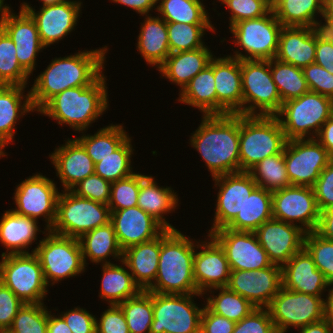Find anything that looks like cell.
Here are the masks:
<instances>
[{"mask_svg": "<svg viewBox=\"0 0 333 333\" xmlns=\"http://www.w3.org/2000/svg\"><path fill=\"white\" fill-rule=\"evenodd\" d=\"M107 51L105 46L52 59L47 68L36 76L30 89L34 110L38 112L52 97L68 88L94 83L104 73Z\"/></svg>", "mask_w": 333, "mask_h": 333, "instance_id": "1", "label": "cell"}, {"mask_svg": "<svg viewBox=\"0 0 333 333\" xmlns=\"http://www.w3.org/2000/svg\"><path fill=\"white\" fill-rule=\"evenodd\" d=\"M200 126L190 137L212 178L240 172V114L202 115Z\"/></svg>", "mask_w": 333, "mask_h": 333, "instance_id": "2", "label": "cell"}, {"mask_svg": "<svg viewBox=\"0 0 333 333\" xmlns=\"http://www.w3.org/2000/svg\"><path fill=\"white\" fill-rule=\"evenodd\" d=\"M181 231L161 233V251L154 283L146 290L160 294H199L193 277L197 243Z\"/></svg>", "mask_w": 333, "mask_h": 333, "instance_id": "3", "label": "cell"}, {"mask_svg": "<svg viewBox=\"0 0 333 333\" xmlns=\"http://www.w3.org/2000/svg\"><path fill=\"white\" fill-rule=\"evenodd\" d=\"M104 73L90 86L68 88L52 97L39 111L56 120L60 126L69 125L83 132L108 109V90Z\"/></svg>", "mask_w": 333, "mask_h": 333, "instance_id": "4", "label": "cell"}, {"mask_svg": "<svg viewBox=\"0 0 333 333\" xmlns=\"http://www.w3.org/2000/svg\"><path fill=\"white\" fill-rule=\"evenodd\" d=\"M286 142L276 116L240 114V172H249L264 158L281 153Z\"/></svg>", "mask_w": 333, "mask_h": 333, "instance_id": "5", "label": "cell"}, {"mask_svg": "<svg viewBox=\"0 0 333 333\" xmlns=\"http://www.w3.org/2000/svg\"><path fill=\"white\" fill-rule=\"evenodd\" d=\"M333 115V100L317 92L284 102L275 115L287 141L315 139L323 124ZM312 132V133H311Z\"/></svg>", "mask_w": 333, "mask_h": 333, "instance_id": "6", "label": "cell"}, {"mask_svg": "<svg viewBox=\"0 0 333 333\" xmlns=\"http://www.w3.org/2000/svg\"><path fill=\"white\" fill-rule=\"evenodd\" d=\"M110 219L108 205L79 197L67 190L59 193L56 219L50 231L79 239L83 234L108 224Z\"/></svg>", "mask_w": 333, "mask_h": 333, "instance_id": "7", "label": "cell"}, {"mask_svg": "<svg viewBox=\"0 0 333 333\" xmlns=\"http://www.w3.org/2000/svg\"><path fill=\"white\" fill-rule=\"evenodd\" d=\"M31 252L39 259L48 287L62 279L79 276L85 272L78 238L62 236L48 230Z\"/></svg>", "mask_w": 333, "mask_h": 333, "instance_id": "8", "label": "cell"}, {"mask_svg": "<svg viewBox=\"0 0 333 333\" xmlns=\"http://www.w3.org/2000/svg\"><path fill=\"white\" fill-rule=\"evenodd\" d=\"M242 115L275 116L282 101L270 71V60H241Z\"/></svg>", "mask_w": 333, "mask_h": 333, "instance_id": "9", "label": "cell"}, {"mask_svg": "<svg viewBox=\"0 0 333 333\" xmlns=\"http://www.w3.org/2000/svg\"><path fill=\"white\" fill-rule=\"evenodd\" d=\"M282 27L273 10L265 16L233 24L229 28L234 37L232 42L246 53L243 54L238 49V51H233L235 55L231 57L239 60H271L275 58Z\"/></svg>", "mask_w": 333, "mask_h": 333, "instance_id": "10", "label": "cell"}, {"mask_svg": "<svg viewBox=\"0 0 333 333\" xmlns=\"http://www.w3.org/2000/svg\"><path fill=\"white\" fill-rule=\"evenodd\" d=\"M0 282L24 304L44 303L48 292L43 270L34 252L1 255Z\"/></svg>", "mask_w": 333, "mask_h": 333, "instance_id": "11", "label": "cell"}, {"mask_svg": "<svg viewBox=\"0 0 333 333\" xmlns=\"http://www.w3.org/2000/svg\"><path fill=\"white\" fill-rule=\"evenodd\" d=\"M194 296L204 297L202 294L153 293L150 333H200L205 304L199 308Z\"/></svg>", "mask_w": 333, "mask_h": 333, "instance_id": "12", "label": "cell"}, {"mask_svg": "<svg viewBox=\"0 0 333 333\" xmlns=\"http://www.w3.org/2000/svg\"><path fill=\"white\" fill-rule=\"evenodd\" d=\"M278 333L300 329L326 318L325 299L281 287L267 307Z\"/></svg>", "mask_w": 333, "mask_h": 333, "instance_id": "13", "label": "cell"}, {"mask_svg": "<svg viewBox=\"0 0 333 333\" xmlns=\"http://www.w3.org/2000/svg\"><path fill=\"white\" fill-rule=\"evenodd\" d=\"M14 203L16 214L38 220L44 217L46 229L51 230L56 219L58 188L54 180L40 173L29 176L16 185Z\"/></svg>", "mask_w": 333, "mask_h": 333, "instance_id": "14", "label": "cell"}, {"mask_svg": "<svg viewBox=\"0 0 333 333\" xmlns=\"http://www.w3.org/2000/svg\"><path fill=\"white\" fill-rule=\"evenodd\" d=\"M333 157L316 139L286 142L284 160L291 185L313 187Z\"/></svg>", "mask_w": 333, "mask_h": 333, "instance_id": "15", "label": "cell"}, {"mask_svg": "<svg viewBox=\"0 0 333 333\" xmlns=\"http://www.w3.org/2000/svg\"><path fill=\"white\" fill-rule=\"evenodd\" d=\"M272 216L274 219L301 227L306 233L316 231L320 210L313 188L292 185L273 191Z\"/></svg>", "mask_w": 333, "mask_h": 333, "instance_id": "16", "label": "cell"}, {"mask_svg": "<svg viewBox=\"0 0 333 333\" xmlns=\"http://www.w3.org/2000/svg\"><path fill=\"white\" fill-rule=\"evenodd\" d=\"M219 187L213 225L208 232L226 227L242 211L247 197L258 186L249 172H236L213 177Z\"/></svg>", "mask_w": 333, "mask_h": 333, "instance_id": "17", "label": "cell"}, {"mask_svg": "<svg viewBox=\"0 0 333 333\" xmlns=\"http://www.w3.org/2000/svg\"><path fill=\"white\" fill-rule=\"evenodd\" d=\"M226 287L256 308H267L282 287V268L272 264L258 270H231Z\"/></svg>", "mask_w": 333, "mask_h": 333, "instance_id": "18", "label": "cell"}, {"mask_svg": "<svg viewBox=\"0 0 333 333\" xmlns=\"http://www.w3.org/2000/svg\"><path fill=\"white\" fill-rule=\"evenodd\" d=\"M82 2L71 0L60 4L46 5L37 11L22 2L20 7L35 21L41 43L47 48L65 38L77 26Z\"/></svg>", "mask_w": 333, "mask_h": 333, "instance_id": "19", "label": "cell"}, {"mask_svg": "<svg viewBox=\"0 0 333 333\" xmlns=\"http://www.w3.org/2000/svg\"><path fill=\"white\" fill-rule=\"evenodd\" d=\"M224 249L230 270H258L273 263L254 232L220 228L210 234Z\"/></svg>", "mask_w": 333, "mask_h": 333, "instance_id": "20", "label": "cell"}, {"mask_svg": "<svg viewBox=\"0 0 333 333\" xmlns=\"http://www.w3.org/2000/svg\"><path fill=\"white\" fill-rule=\"evenodd\" d=\"M208 240L197 242L193 263V277L199 294L226 287L230 277V267L224 249L211 236Z\"/></svg>", "mask_w": 333, "mask_h": 333, "instance_id": "21", "label": "cell"}, {"mask_svg": "<svg viewBox=\"0 0 333 333\" xmlns=\"http://www.w3.org/2000/svg\"><path fill=\"white\" fill-rule=\"evenodd\" d=\"M254 233L269 260L281 267L304 248L306 232L281 220L265 221Z\"/></svg>", "mask_w": 333, "mask_h": 333, "instance_id": "22", "label": "cell"}, {"mask_svg": "<svg viewBox=\"0 0 333 333\" xmlns=\"http://www.w3.org/2000/svg\"><path fill=\"white\" fill-rule=\"evenodd\" d=\"M19 8V15L11 8L6 12L1 28L14 42L16 57L21 67L29 75H33L38 53L46 47L41 43L35 21L21 7Z\"/></svg>", "mask_w": 333, "mask_h": 333, "instance_id": "23", "label": "cell"}, {"mask_svg": "<svg viewBox=\"0 0 333 333\" xmlns=\"http://www.w3.org/2000/svg\"><path fill=\"white\" fill-rule=\"evenodd\" d=\"M213 71L217 95V115H242L241 60L226 55L213 57Z\"/></svg>", "mask_w": 333, "mask_h": 333, "instance_id": "24", "label": "cell"}, {"mask_svg": "<svg viewBox=\"0 0 333 333\" xmlns=\"http://www.w3.org/2000/svg\"><path fill=\"white\" fill-rule=\"evenodd\" d=\"M110 222L122 250L158 237L165 228L140 207L111 212Z\"/></svg>", "mask_w": 333, "mask_h": 333, "instance_id": "25", "label": "cell"}, {"mask_svg": "<svg viewBox=\"0 0 333 333\" xmlns=\"http://www.w3.org/2000/svg\"><path fill=\"white\" fill-rule=\"evenodd\" d=\"M63 190H71L76 184L95 173L94 162L84 147L74 138L55 148L49 154Z\"/></svg>", "mask_w": 333, "mask_h": 333, "instance_id": "26", "label": "cell"}, {"mask_svg": "<svg viewBox=\"0 0 333 333\" xmlns=\"http://www.w3.org/2000/svg\"><path fill=\"white\" fill-rule=\"evenodd\" d=\"M282 287L287 290L322 297L329 283L316 268L313 257L303 248L282 267Z\"/></svg>", "mask_w": 333, "mask_h": 333, "instance_id": "27", "label": "cell"}, {"mask_svg": "<svg viewBox=\"0 0 333 333\" xmlns=\"http://www.w3.org/2000/svg\"><path fill=\"white\" fill-rule=\"evenodd\" d=\"M316 28L283 26L279 34L276 59L304 68L315 61Z\"/></svg>", "mask_w": 333, "mask_h": 333, "instance_id": "28", "label": "cell"}, {"mask_svg": "<svg viewBox=\"0 0 333 333\" xmlns=\"http://www.w3.org/2000/svg\"><path fill=\"white\" fill-rule=\"evenodd\" d=\"M26 87L0 85V151L4 154V148L13 142L18 119L26 116L27 113L35 112L30 91L24 95Z\"/></svg>", "mask_w": 333, "mask_h": 333, "instance_id": "29", "label": "cell"}, {"mask_svg": "<svg viewBox=\"0 0 333 333\" xmlns=\"http://www.w3.org/2000/svg\"><path fill=\"white\" fill-rule=\"evenodd\" d=\"M160 251L161 234L123 251L122 261L142 291H146L156 279Z\"/></svg>", "mask_w": 333, "mask_h": 333, "instance_id": "30", "label": "cell"}, {"mask_svg": "<svg viewBox=\"0 0 333 333\" xmlns=\"http://www.w3.org/2000/svg\"><path fill=\"white\" fill-rule=\"evenodd\" d=\"M208 46L195 50L170 53L165 62L157 69L162 78L180 87V91L203 70L213 58Z\"/></svg>", "mask_w": 333, "mask_h": 333, "instance_id": "31", "label": "cell"}, {"mask_svg": "<svg viewBox=\"0 0 333 333\" xmlns=\"http://www.w3.org/2000/svg\"><path fill=\"white\" fill-rule=\"evenodd\" d=\"M44 230L39 229L37 220L6 210L0 219V242L7 250L1 255L30 253L26 249L37 240L39 231L48 232Z\"/></svg>", "mask_w": 333, "mask_h": 333, "instance_id": "32", "label": "cell"}, {"mask_svg": "<svg viewBox=\"0 0 333 333\" xmlns=\"http://www.w3.org/2000/svg\"><path fill=\"white\" fill-rule=\"evenodd\" d=\"M151 15L144 16L136 48L147 65L158 69L170 54L167 22Z\"/></svg>", "mask_w": 333, "mask_h": 333, "instance_id": "33", "label": "cell"}, {"mask_svg": "<svg viewBox=\"0 0 333 333\" xmlns=\"http://www.w3.org/2000/svg\"><path fill=\"white\" fill-rule=\"evenodd\" d=\"M179 199L177 192L173 188L159 186L155 178L151 175H146L140 184L137 206L143 211L151 215L165 229L175 230L167 219L165 214H169L176 209Z\"/></svg>", "mask_w": 333, "mask_h": 333, "instance_id": "34", "label": "cell"}, {"mask_svg": "<svg viewBox=\"0 0 333 333\" xmlns=\"http://www.w3.org/2000/svg\"><path fill=\"white\" fill-rule=\"evenodd\" d=\"M79 242L85 267H87V259L93 264H111L108 259L111 256L118 261L122 260L123 250L111 222L83 234Z\"/></svg>", "mask_w": 333, "mask_h": 333, "instance_id": "35", "label": "cell"}, {"mask_svg": "<svg viewBox=\"0 0 333 333\" xmlns=\"http://www.w3.org/2000/svg\"><path fill=\"white\" fill-rule=\"evenodd\" d=\"M179 93L177 101L197 108L202 115H217L213 58Z\"/></svg>", "mask_w": 333, "mask_h": 333, "instance_id": "36", "label": "cell"}, {"mask_svg": "<svg viewBox=\"0 0 333 333\" xmlns=\"http://www.w3.org/2000/svg\"><path fill=\"white\" fill-rule=\"evenodd\" d=\"M120 263L121 265L111 263L101 266L103 272L99 297L108 305H119L142 291L135 283L130 271L128 272L126 264L122 260Z\"/></svg>", "mask_w": 333, "mask_h": 333, "instance_id": "37", "label": "cell"}, {"mask_svg": "<svg viewBox=\"0 0 333 333\" xmlns=\"http://www.w3.org/2000/svg\"><path fill=\"white\" fill-rule=\"evenodd\" d=\"M326 8L325 0H276L272 10L282 26L318 28Z\"/></svg>", "mask_w": 333, "mask_h": 333, "instance_id": "38", "label": "cell"}, {"mask_svg": "<svg viewBox=\"0 0 333 333\" xmlns=\"http://www.w3.org/2000/svg\"><path fill=\"white\" fill-rule=\"evenodd\" d=\"M272 218V192L257 186L247 197L243 210L225 228L254 232Z\"/></svg>", "mask_w": 333, "mask_h": 333, "instance_id": "39", "label": "cell"}, {"mask_svg": "<svg viewBox=\"0 0 333 333\" xmlns=\"http://www.w3.org/2000/svg\"><path fill=\"white\" fill-rule=\"evenodd\" d=\"M123 124H110L103 127L93 135L84 134L75 138L86 150L94 164L116 150L128 137Z\"/></svg>", "mask_w": 333, "mask_h": 333, "instance_id": "40", "label": "cell"}, {"mask_svg": "<svg viewBox=\"0 0 333 333\" xmlns=\"http://www.w3.org/2000/svg\"><path fill=\"white\" fill-rule=\"evenodd\" d=\"M202 2L203 0H158V16L166 22L212 24Z\"/></svg>", "mask_w": 333, "mask_h": 333, "instance_id": "41", "label": "cell"}, {"mask_svg": "<svg viewBox=\"0 0 333 333\" xmlns=\"http://www.w3.org/2000/svg\"><path fill=\"white\" fill-rule=\"evenodd\" d=\"M270 71L282 103L296 99L309 91L302 68L273 58L270 60Z\"/></svg>", "mask_w": 333, "mask_h": 333, "instance_id": "42", "label": "cell"}, {"mask_svg": "<svg viewBox=\"0 0 333 333\" xmlns=\"http://www.w3.org/2000/svg\"><path fill=\"white\" fill-rule=\"evenodd\" d=\"M219 293L212 295L215 291ZM206 306L215 314L226 317L234 322L241 321L249 315L256 307L246 298L229 290L227 287L214 288L207 291Z\"/></svg>", "mask_w": 333, "mask_h": 333, "instance_id": "43", "label": "cell"}, {"mask_svg": "<svg viewBox=\"0 0 333 333\" xmlns=\"http://www.w3.org/2000/svg\"><path fill=\"white\" fill-rule=\"evenodd\" d=\"M249 173L259 187L271 192L292 186L287 174L284 150L277 155L264 158Z\"/></svg>", "mask_w": 333, "mask_h": 333, "instance_id": "44", "label": "cell"}, {"mask_svg": "<svg viewBox=\"0 0 333 333\" xmlns=\"http://www.w3.org/2000/svg\"><path fill=\"white\" fill-rule=\"evenodd\" d=\"M215 33L213 24H187L167 22L170 53L191 51L203 47L205 31ZM203 37V38H202Z\"/></svg>", "mask_w": 333, "mask_h": 333, "instance_id": "45", "label": "cell"}, {"mask_svg": "<svg viewBox=\"0 0 333 333\" xmlns=\"http://www.w3.org/2000/svg\"><path fill=\"white\" fill-rule=\"evenodd\" d=\"M130 136L110 155L94 165L95 174L109 182L131 176L133 173L131 158L134 155Z\"/></svg>", "mask_w": 333, "mask_h": 333, "instance_id": "46", "label": "cell"}, {"mask_svg": "<svg viewBox=\"0 0 333 333\" xmlns=\"http://www.w3.org/2000/svg\"><path fill=\"white\" fill-rule=\"evenodd\" d=\"M130 333H150L153 321V292L141 291L119 304Z\"/></svg>", "mask_w": 333, "mask_h": 333, "instance_id": "47", "label": "cell"}, {"mask_svg": "<svg viewBox=\"0 0 333 333\" xmlns=\"http://www.w3.org/2000/svg\"><path fill=\"white\" fill-rule=\"evenodd\" d=\"M29 77L18 62L14 42L0 28V85L27 86Z\"/></svg>", "mask_w": 333, "mask_h": 333, "instance_id": "48", "label": "cell"}, {"mask_svg": "<svg viewBox=\"0 0 333 333\" xmlns=\"http://www.w3.org/2000/svg\"><path fill=\"white\" fill-rule=\"evenodd\" d=\"M48 309L44 303L24 304L14 317L10 333H47Z\"/></svg>", "mask_w": 333, "mask_h": 333, "instance_id": "49", "label": "cell"}, {"mask_svg": "<svg viewBox=\"0 0 333 333\" xmlns=\"http://www.w3.org/2000/svg\"><path fill=\"white\" fill-rule=\"evenodd\" d=\"M304 248L313 257L316 268L323 273L326 281L333 283V241L312 231L305 235Z\"/></svg>", "mask_w": 333, "mask_h": 333, "instance_id": "50", "label": "cell"}, {"mask_svg": "<svg viewBox=\"0 0 333 333\" xmlns=\"http://www.w3.org/2000/svg\"><path fill=\"white\" fill-rule=\"evenodd\" d=\"M146 175L133 173L131 176L111 183L110 212L137 206L139 189L142 179Z\"/></svg>", "mask_w": 333, "mask_h": 333, "instance_id": "51", "label": "cell"}, {"mask_svg": "<svg viewBox=\"0 0 333 333\" xmlns=\"http://www.w3.org/2000/svg\"><path fill=\"white\" fill-rule=\"evenodd\" d=\"M230 11L229 28L240 21L259 18L272 8L263 0H218Z\"/></svg>", "mask_w": 333, "mask_h": 333, "instance_id": "52", "label": "cell"}, {"mask_svg": "<svg viewBox=\"0 0 333 333\" xmlns=\"http://www.w3.org/2000/svg\"><path fill=\"white\" fill-rule=\"evenodd\" d=\"M71 191L79 197L108 205L111 182L94 173L76 184Z\"/></svg>", "mask_w": 333, "mask_h": 333, "instance_id": "53", "label": "cell"}, {"mask_svg": "<svg viewBox=\"0 0 333 333\" xmlns=\"http://www.w3.org/2000/svg\"><path fill=\"white\" fill-rule=\"evenodd\" d=\"M232 333H278L267 308H256L236 322Z\"/></svg>", "mask_w": 333, "mask_h": 333, "instance_id": "54", "label": "cell"}, {"mask_svg": "<svg viewBox=\"0 0 333 333\" xmlns=\"http://www.w3.org/2000/svg\"><path fill=\"white\" fill-rule=\"evenodd\" d=\"M302 71L309 91L317 92L333 100V74L316 63L302 68Z\"/></svg>", "mask_w": 333, "mask_h": 333, "instance_id": "55", "label": "cell"}, {"mask_svg": "<svg viewBox=\"0 0 333 333\" xmlns=\"http://www.w3.org/2000/svg\"><path fill=\"white\" fill-rule=\"evenodd\" d=\"M99 320L96 318V333H130L125 315L119 305H109Z\"/></svg>", "mask_w": 333, "mask_h": 333, "instance_id": "56", "label": "cell"}, {"mask_svg": "<svg viewBox=\"0 0 333 333\" xmlns=\"http://www.w3.org/2000/svg\"><path fill=\"white\" fill-rule=\"evenodd\" d=\"M24 303L2 282H0V330L7 331L14 317Z\"/></svg>", "mask_w": 333, "mask_h": 333, "instance_id": "57", "label": "cell"}, {"mask_svg": "<svg viewBox=\"0 0 333 333\" xmlns=\"http://www.w3.org/2000/svg\"><path fill=\"white\" fill-rule=\"evenodd\" d=\"M312 188L320 211L333 204V159L320 173Z\"/></svg>", "mask_w": 333, "mask_h": 333, "instance_id": "58", "label": "cell"}, {"mask_svg": "<svg viewBox=\"0 0 333 333\" xmlns=\"http://www.w3.org/2000/svg\"><path fill=\"white\" fill-rule=\"evenodd\" d=\"M60 316L67 323L72 333H96V317L84 308L75 307Z\"/></svg>", "mask_w": 333, "mask_h": 333, "instance_id": "59", "label": "cell"}, {"mask_svg": "<svg viewBox=\"0 0 333 333\" xmlns=\"http://www.w3.org/2000/svg\"><path fill=\"white\" fill-rule=\"evenodd\" d=\"M236 322L213 313L206 305L201 315L200 333H232Z\"/></svg>", "mask_w": 333, "mask_h": 333, "instance_id": "60", "label": "cell"}, {"mask_svg": "<svg viewBox=\"0 0 333 333\" xmlns=\"http://www.w3.org/2000/svg\"><path fill=\"white\" fill-rule=\"evenodd\" d=\"M314 63L322 66L328 72L333 74V41L328 40L321 34L319 28H316V51Z\"/></svg>", "mask_w": 333, "mask_h": 333, "instance_id": "61", "label": "cell"}, {"mask_svg": "<svg viewBox=\"0 0 333 333\" xmlns=\"http://www.w3.org/2000/svg\"><path fill=\"white\" fill-rule=\"evenodd\" d=\"M316 232L323 238L333 241V204L320 211Z\"/></svg>", "mask_w": 333, "mask_h": 333, "instance_id": "62", "label": "cell"}, {"mask_svg": "<svg viewBox=\"0 0 333 333\" xmlns=\"http://www.w3.org/2000/svg\"><path fill=\"white\" fill-rule=\"evenodd\" d=\"M111 2L122 4L132 8L142 16L149 15L150 11L157 10L158 0H110Z\"/></svg>", "mask_w": 333, "mask_h": 333, "instance_id": "63", "label": "cell"}, {"mask_svg": "<svg viewBox=\"0 0 333 333\" xmlns=\"http://www.w3.org/2000/svg\"><path fill=\"white\" fill-rule=\"evenodd\" d=\"M315 139L333 157V115L323 124Z\"/></svg>", "mask_w": 333, "mask_h": 333, "instance_id": "64", "label": "cell"}, {"mask_svg": "<svg viewBox=\"0 0 333 333\" xmlns=\"http://www.w3.org/2000/svg\"><path fill=\"white\" fill-rule=\"evenodd\" d=\"M47 333H72V331L60 315H53L48 310Z\"/></svg>", "mask_w": 333, "mask_h": 333, "instance_id": "65", "label": "cell"}, {"mask_svg": "<svg viewBox=\"0 0 333 333\" xmlns=\"http://www.w3.org/2000/svg\"><path fill=\"white\" fill-rule=\"evenodd\" d=\"M298 331L300 333H333V324L326 317L321 321H317L302 327L298 329Z\"/></svg>", "mask_w": 333, "mask_h": 333, "instance_id": "66", "label": "cell"}, {"mask_svg": "<svg viewBox=\"0 0 333 333\" xmlns=\"http://www.w3.org/2000/svg\"><path fill=\"white\" fill-rule=\"evenodd\" d=\"M321 18L325 21H321L318 27L321 34H323L328 40L333 41V12L327 7Z\"/></svg>", "mask_w": 333, "mask_h": 333, "instance_id": "67", "label": "cell"}, {"mask_svg": "<svg viewBox=\"0 0 333 333\" xmlns=\"http://www.w3.org/2000/svg\"><path fill=\"white\" fill-rule=\"evenodd\" d=\"M329 288H328V290H329L328 295H326V299H325L326 317L333 324V283L329 284Z\"/></svg>", "mask_w": 333, "mask_h": 333, "instance_id": "68", "label": "cell"}, {"mask_svg": "<svg viewBox=\"0 0 333 333\" xmlns=\"http://www.w3.org/2000/svg\"><path fill=\"white\" fill-rule=\"evenodd\" d=\"M4 1L5 0H0V28L2 27L3 19H4L6 12L11 7V6L7 5L6 3L4 5Z\"/></svg>", "mask_w": 333, "mask_h": 333, "instance_id": "69", "label": "cell"}, {"mask_svg": "<svg viewBox=\"0 0 333 333\" xmlns=\"http://www.w3.org/2000/svg\"><path fill=\"white\" fill-rule=\"evenodd\" d=\"M40 1L43 4L42 6H46V5L60 4L71 0H40Z\"/></svg>", "mask_w": 333, "mask_h": 333, "instance_id": "70", "label": "cell"}, {"mask_svg": "<svg viewBox=\"0 0 333 333\" xmlns=\"http://www.w3.org/2000/svg\"><path fill=\"white\" fill-rule=\"evenodd\" d=\"M326 6L333 12V0H325Z\"/></svg>", "mask_w": 333, "mask_h": 333, "instance_id": "71", "label": "cell"}, {"mask_svg": "<svg viewBox=\"0 0 333 333\" xmlns=\"http://www.w3.org/2000/svg\"><path fill=\"white\" fill-rule=\"evenodd\" d=\"M263 1H265L271 8H273L276 2V0H263Z\"/></svg>", "mask_w": 333, "mask_h": 333, "instance_id": "72", "label": "cell"}, {"mask_svg": "<svg viewBox=\"0 0 333 333\" xmlns=\"http://www.w3.org/2000/svg\"><path fill=\"white\" fill-rule=\"evenodd\" d=\"M6 155H8V154H4V153H2V152L0 151V157H4V156H6Z\"/></svg>", "mask_w": 333, "mask_h": 333, "instance_id": "73", "label": "cell"}, {"mask_svg": "<svg viewBox=\"0 0 333 333\" xmlns=\"http://www.w3.org/2000/svg\"><path fill=\"white\" fill-rule=\"evenodd\" d=\"M1 333H10V332H8V331H1Z\"/></svg>", "mask_w": 333, "mask_h": 333, "instance_id": "74", "label": "cell"}]
</instances>
